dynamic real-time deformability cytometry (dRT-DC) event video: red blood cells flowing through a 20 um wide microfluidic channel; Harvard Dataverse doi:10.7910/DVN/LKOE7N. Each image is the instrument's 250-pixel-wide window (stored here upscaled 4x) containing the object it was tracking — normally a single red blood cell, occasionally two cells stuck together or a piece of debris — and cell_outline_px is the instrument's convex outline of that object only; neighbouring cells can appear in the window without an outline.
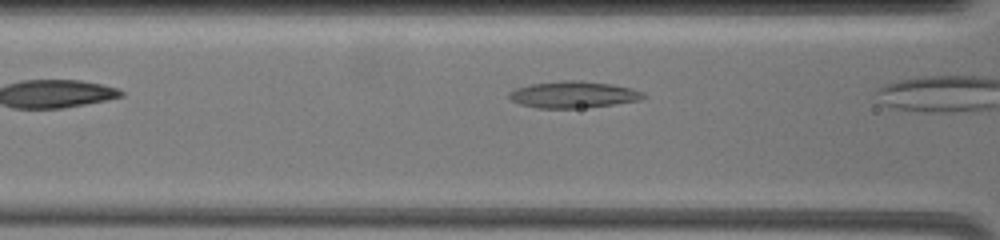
{"species": "common noctule bat (a hibernating species)", "species_latin": "Nyctalus noctula", "temperature_condition": "warm", "stored_images_in_passage": 10, "camera_frame_rate_fps": 3000, "um_per_image_px": 0.085, "animal": {"sex": "female", "body_mass_g": 19.5, "forearm_length_mm": 54.1}, "frame": {"image": 1, "passage_image": 3, "time_ms": 0.667, "image_size_px": [1000, 240], "cell_outline_px": [[648, 96], [640, 100], [612, 104], [580, 108], [536, 108], [520, 104], [512, 100], [508, 96], [508, 92], [516, 88], [532, 84], [560, 80], [580, 80], [612, 84], [644, 92]], "centroid_in_image_um": [48.72, 8.03], "position_along_channel_um": 117.9, "area_um2": 20.81}}